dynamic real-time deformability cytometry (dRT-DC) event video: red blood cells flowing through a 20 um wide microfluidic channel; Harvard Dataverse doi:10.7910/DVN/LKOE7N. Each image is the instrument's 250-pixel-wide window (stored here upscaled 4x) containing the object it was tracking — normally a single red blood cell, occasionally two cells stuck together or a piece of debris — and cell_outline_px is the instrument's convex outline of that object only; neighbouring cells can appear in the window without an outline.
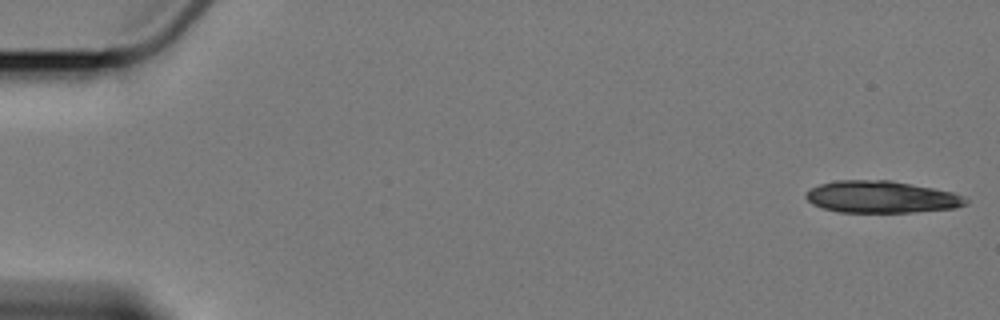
{"species": "Egyptian fruit bat (a non-hibernating species)", "species_latin": "Rousettus aegyptiacus", "temperature_condition": "cold", "stored_images_in_passage": 5, "camera_frame_rate_fps": 3000, "um_per_image_px": 0.085, "animal": {"sex": "female"}, "frame": {"image": 1, "passage_image": 1, "time_ms": 0.0, "image_size_px": [1000, 320], "cell_outline_px": [[968, 204], [956, 208], [912, 212], [840, 212], [824, 208], [812, 204], [804, 196], [812, 188], [820, 184], [836, 180], [892, 180], [952, 192], [964, 196], [968, 200]], "centroid_in_image_um": [74.94, 16.74], "position_along_channel_um": 10.1, "area_um2": 29.71}}